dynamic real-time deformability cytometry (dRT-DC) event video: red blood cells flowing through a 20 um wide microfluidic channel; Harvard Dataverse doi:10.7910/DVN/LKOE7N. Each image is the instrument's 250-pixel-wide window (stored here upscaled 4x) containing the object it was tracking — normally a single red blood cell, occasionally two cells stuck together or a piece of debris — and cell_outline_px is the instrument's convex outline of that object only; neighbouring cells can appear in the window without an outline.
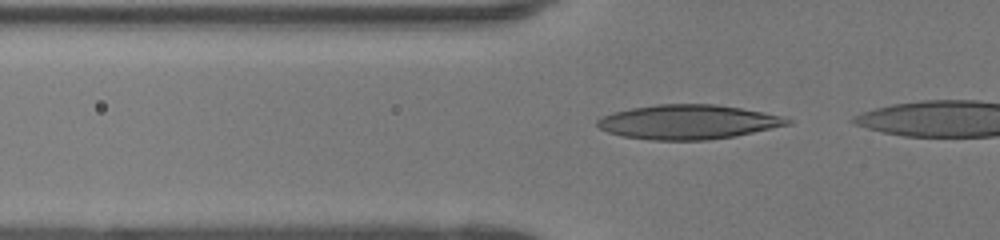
{"species": "human", "species_latin": "Homo sapiens", "temperature_condition": "room temperature", "stored_images_in_passage": 26, "camera_frame_rate_fps": 3000, "um_per_image_px": 0.085, "donor": {"sex": "female"}, "frame": {"image": 1, "passage_image": 2, "time_ms": 0.333, "image_size_px": [1000, 240], "cell_outline_px": [[792, 124], [736, 136], [708, 140], [652, 140], [624, 136], [608, 132], [600, 128], [596, 124], [596, 120], [600, 116], [612, 112], [632, 108], [656, 104], [716, 104], [740, 108], [780, 116], [792, 120]], "centroid_in_image_um": [58.46, 10.37], "position_along_channel_um": 67.3, "area_um2": 38.09}}
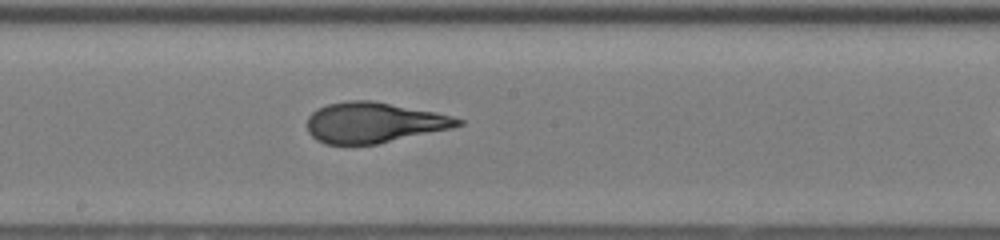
{"frame": {"image": 2, "passage_image": 13, "time_ms": 4.0, "image_size_px": [1000, 240], "cell_outline_px": [[464, 124], [452, 128], [376, 144], [324, 144], [316, 140], [308, 132], [308, 116], [312, 112], [328, 104], [348, 100], [372, 100], [436, 112], [452, 116], [464, 120]], "centroid_in_image_um": [31.79, 10.41], "position_along_channel_um": 216.4, "area_um2": 35.49}}
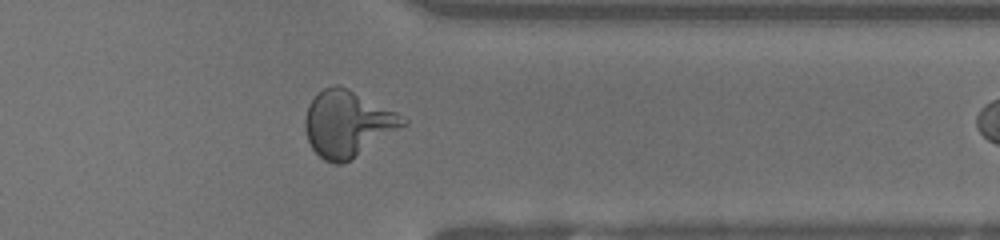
{"frame": {"image": 3, "passage_image": 25, "time_ms": 8.0, "image_size_px": [1000, 240], "cell_outline_px": [[408, 124], [348, 160], [340, 164], [336, 164], [324, 160], [312, 148], [308, 140], [304, 128], [304, 120], [308, 104], [324, 88], [332, 84], [336, 84], [348, 88], [396, 112], [408, 120]], "centroid_in_image_um": [29.52, 10.5], "position_along_channel_um": 381.9, "area_um2": 37.17}}